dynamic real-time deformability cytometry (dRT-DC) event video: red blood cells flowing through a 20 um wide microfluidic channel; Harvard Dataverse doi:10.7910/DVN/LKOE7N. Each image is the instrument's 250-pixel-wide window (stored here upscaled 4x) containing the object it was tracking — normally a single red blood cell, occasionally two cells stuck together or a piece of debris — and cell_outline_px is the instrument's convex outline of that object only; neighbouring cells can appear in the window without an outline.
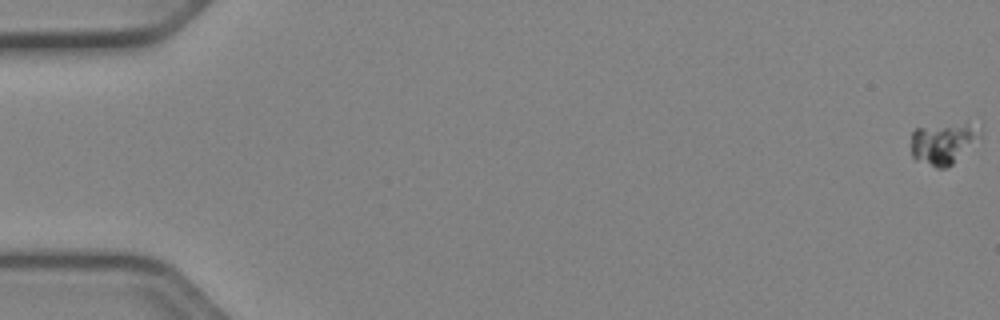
{"species": "Egyptian fruit bat (a non-hibernating species)", "species_latin": "Rousettus aegyptiacus", "temperature_condition": "cold", "stored_images_in_passage": 54, "camera_frame_rate_fps": 3000, "um_per_image_px": 0.085, "animal": {"sex": "female"}, "frame": {"image": 1, "passage_image": 1, "time_ms": 0.0, "image_size_px": [1000, 320], "cell_outline_px": [[980, 136], [948, 168], [936, 168], [916, 160], [912, 156], [912, 132], [916, 128], [968, 124], [980, 128]], "centroid_in_image_um": [80.12, 12.22], "position_along_channel_um": 4.9, "area_um2": 15.95}}
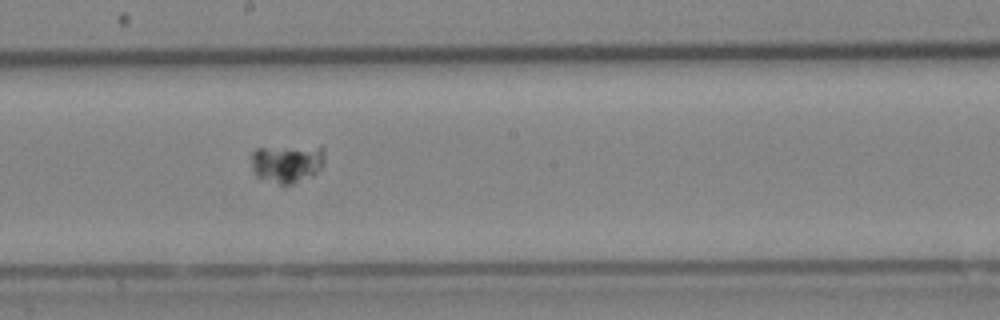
{"frame": {"image": 2, "passage_image": 31, "time_ms": 10.0, "image_size_px": [1000, 320], "cell_outline_px": [[324, 164], [312, 176], [292, 184], [280, 184], [256, 176], [252, 172], [252, 152], [256, 148], [320, 144], [324, 148]], "centroid_in_image_um": [24.44, 13.84], "position_along_channel_um": 223.8, "area_um2": 16.88}}
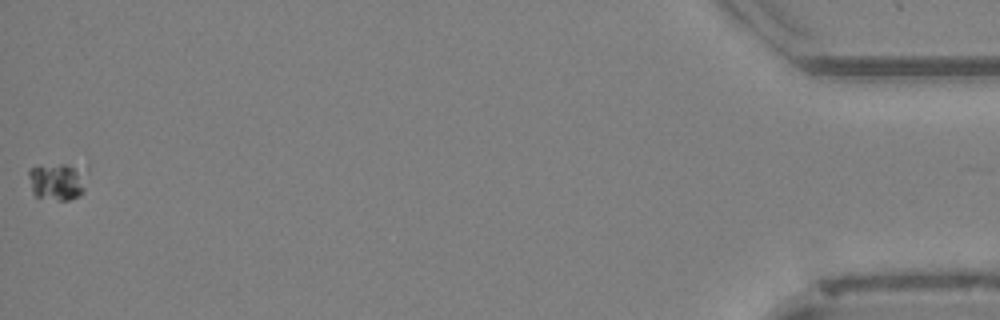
{"frame": {"image": 3, "passage_image": 54, "time_ms": 17.667, "image_size_px": [1000, 320], "cell_outline_px": [[88, 172], [84, 192], [80, 196], [68, 200], [60, 200], [36, 196], [32, 192], [28, 176], [28, 168], [36, 164], [88, 164]], "centroid_in_image_um": [4.95, 15.34], "position_along_channel_um": 430.2, "area_um2": 13.64}}